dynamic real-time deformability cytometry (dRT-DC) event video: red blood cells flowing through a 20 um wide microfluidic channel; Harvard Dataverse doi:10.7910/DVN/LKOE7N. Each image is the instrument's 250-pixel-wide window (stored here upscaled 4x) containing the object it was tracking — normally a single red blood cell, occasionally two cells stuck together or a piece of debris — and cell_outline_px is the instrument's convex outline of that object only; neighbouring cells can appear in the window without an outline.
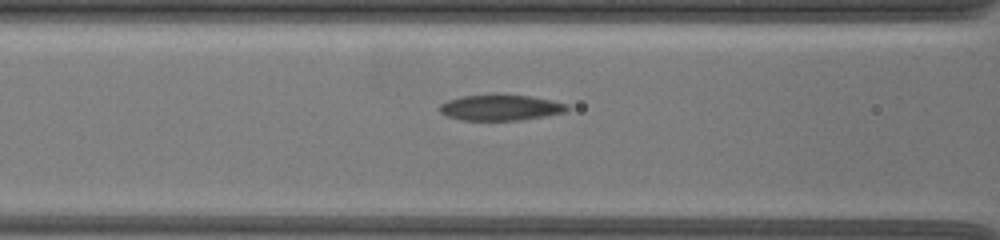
{"species": "common noctule bat (a hibernating species)", "species_latin": "Nyctalus noctula", "temperature_condition": "warm", "stored_images_in_passage": 31, "camera_frame_rate_fps": 3000, "um_per_image_px": 0.085, "animal": {"sex": "female", "body_mass_g": 19.5, "forearm_length_mm": 54.1}, "frame": {"image": 1, "passage_image": 3, "time_ms": 0.667, "image_size_px": [1000, 240], "cell_outline_px": [[568, 108], [564, 112], [544, 116], [520, 120], [460, 120], [448, 116], [440, 112], [440, 104], [448, 100], [464, 96], [496, 92], [528, 96], [568, 104]], "centroid_in_image_um": [42.5, 9.12], "position_along_channel_um": 124.1, "area_um2": 19.36}}
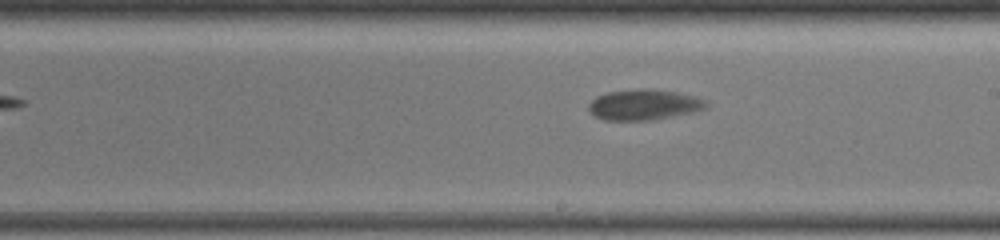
{"frame": {"image": 2, "passage_image": 13, "time_ms": 4.0, "image_size_px": [1000, 240], "cell_outline_px": [[708, 104], [704, 108], [692, 112], [652, 120], [604, 120], [596, 116], [588, 108], [588, 104], [596, 96], [608, 92], [644, 88], [648, 88], [676, 92], [692, 96], [704, 100]], "centroid_in_image_um": [54.7, 8.9], "position_along_channel_um": 234.3, "area_um2": 20.63}}
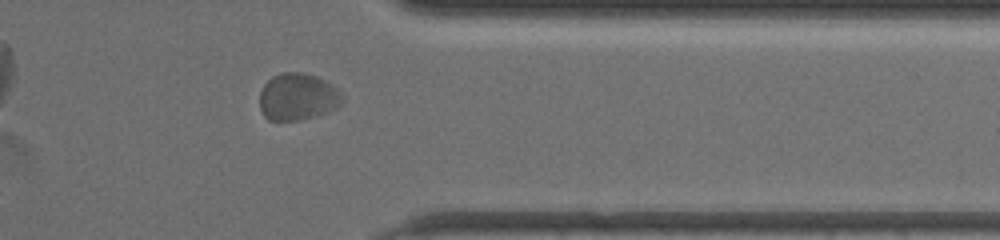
{"frame": {"image": 3, "passage_image": 27, "time_ms": 8.667, "image_size_px": [1000, 240], "cell_outline_px": [[344, 100], [336, 108], [328, 112], [316, 116], [300, 120], [268, 120], [264, 116], [260, 108], [260, 92], [264, 84], [272, 76], [280, 72], [304, 72], [316, 76], [332, 84], [340, 92]], "centroid_in_image_um": [25.3, 8.22], "position_along_channel_um": 386.1, "area_um2": 22.83}}